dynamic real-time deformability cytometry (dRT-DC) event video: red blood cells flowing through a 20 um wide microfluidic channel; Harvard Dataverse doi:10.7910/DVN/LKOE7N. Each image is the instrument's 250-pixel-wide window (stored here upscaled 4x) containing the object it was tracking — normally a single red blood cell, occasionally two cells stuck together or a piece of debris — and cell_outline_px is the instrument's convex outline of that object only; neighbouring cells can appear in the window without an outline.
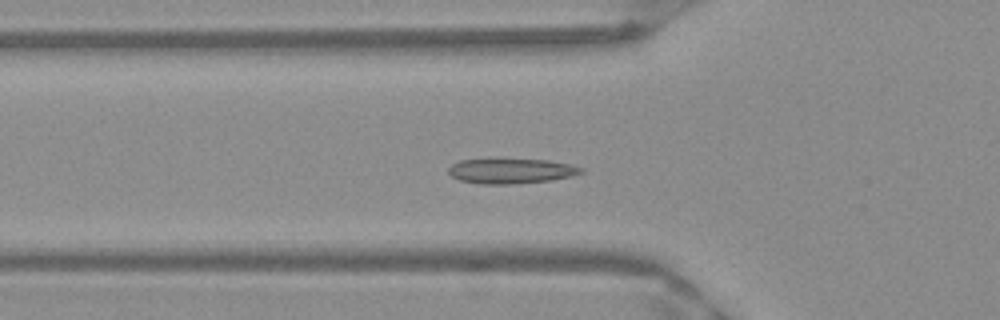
{"species": "Egyptian fruit bat (a non-hibernating species)", "species_latin": "Rousettus aegyptiacus", "temperature_condition": "warm", "stored_images_in_passage": 46, "camera_frame_rate_fps": 3000, "um_per_image_px": 0.085, "frame": {"image": 1, "passage_image": 11, "time_ms": 3.333, "image_size_px": [1000, 320], "cell_outline_px": [[584, 172], [572, 176], [552, 180], [508, 184], [480, 184], [460, 180], [452, 176], [448, 172], [448, 168], [452, 164], [460, 160], [548, 160], [572, 164], [584, 168]], "centroid_in_image_um": [43.48, 14.54], "position_along_channel_um": 82.3, "area_um2": 19.13}}
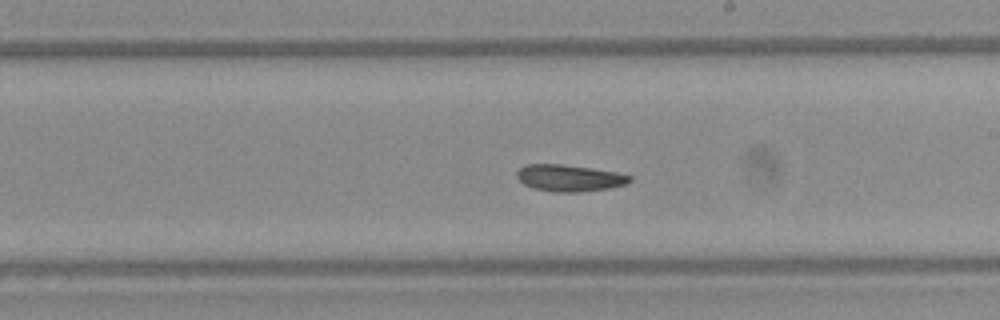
{"frame": {"image": 2, "passage_image": 23, "time_ms": 7.333, "image_size_px": [1000, 320], "cell_outline_px": [[632, 180], [624, 184], [608, 188], [580, 192], [552, 192], [536, 188], [524, 184], [516, 176], [516, 172], [520, 168], [528, 164], [564, 164], [592, 168], [616, 172], [632, 176]], "centroid_in_image_um": [48.39, 15.12], "position_along_channel_um": 240.6, "area_um2": 17.46}}
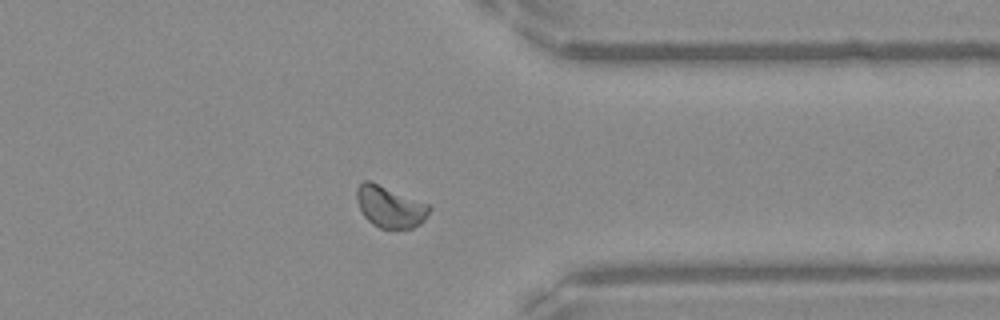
{"frame": {"image": 3, "passage_image": 34, "time_ms": 11.0, "image_size_px": [1000, 320], "cell_outline_px": [[432, 208], [424, 220], [420, 224], [412, 228], [380, 228], [372, 224], [364, 216], [356, 200], [356, 188], [364, 180], [368, 180], [428, 204]], "centroid_in_image_um": [33.13, 17.58], "position_along_channel_um": 378.3, "area_um2": 17.34}, "authors_computed_cell_mechanics": {"area_um2": 17.7157, "velocity_mm_per_s": 3.9405, "shape_relaxation_time_tau1_ms": 8.7515, "shape_relaxation_time_tau2_ms": 9.0259, "deformation_change_tau1": 0.1427, "deformation_change_tau2": 0.0984}}